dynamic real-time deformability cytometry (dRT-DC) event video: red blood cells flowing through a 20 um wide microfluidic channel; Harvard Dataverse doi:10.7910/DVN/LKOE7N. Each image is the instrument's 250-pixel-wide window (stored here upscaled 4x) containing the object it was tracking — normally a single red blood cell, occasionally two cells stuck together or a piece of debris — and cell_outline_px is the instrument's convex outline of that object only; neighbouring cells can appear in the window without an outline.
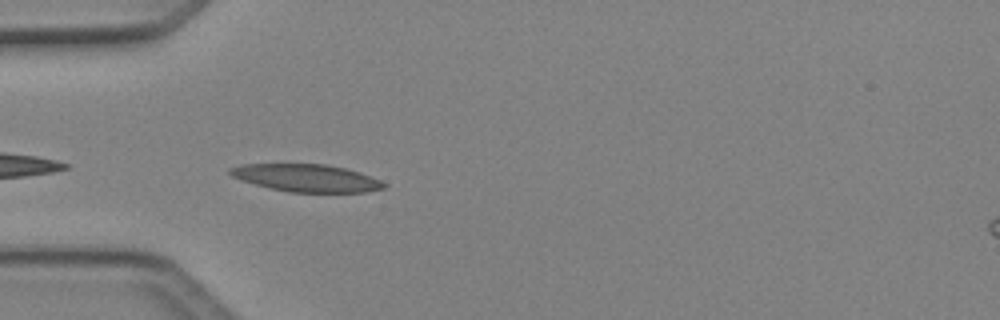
{"species": "Egyptian fruit bat (a non-hibernating species)", "species_latin": "Rousettus aegyptiacus", "temperature_condition": "cold", "stored_images_in_passage": 11, "camera_frame_rate_fps": 3000, "um_per_image_px": 0.085, "animal": {"sex": "female"}, "frame": {"image": 1, "passage_image": 2, "time_ms": 0.333, "image_size_px": [1000, 320], "cell_outline_px": [[388, 184], [384, 188], [364, 192], [288, 192], [240, 180], [232, 176], [228, 172], [228, 168], [240, 164], [328, 164], [360, 172], [380, 180]], "centroid_in_image_um": [26.04, 15.12], "position_along_channel_um": 59.0, "area_um2": 24.62}}
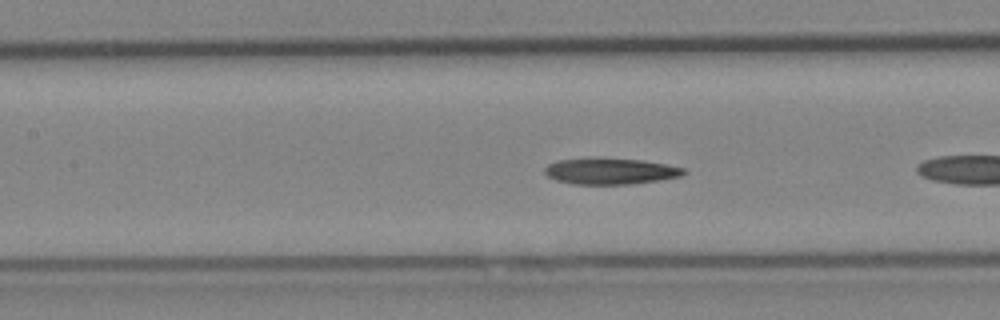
{"frame": {"image": 2, "passage_image": 7, "time_ms": 2.0, "image_size_px": [1000, 320], "cell_outline_px": [[688, 172], [680, 176], [660, 180], [632, 184], [572, 184], [556, 180], [548, 176], [544, 172], [544, 168], [548, 164], [556, 160], [644, 160], [684, 168]], "centroid_in_image_um": [51.91, 14.59], "position_along_channel_um": 155.5, "area_um2": 20.52}}
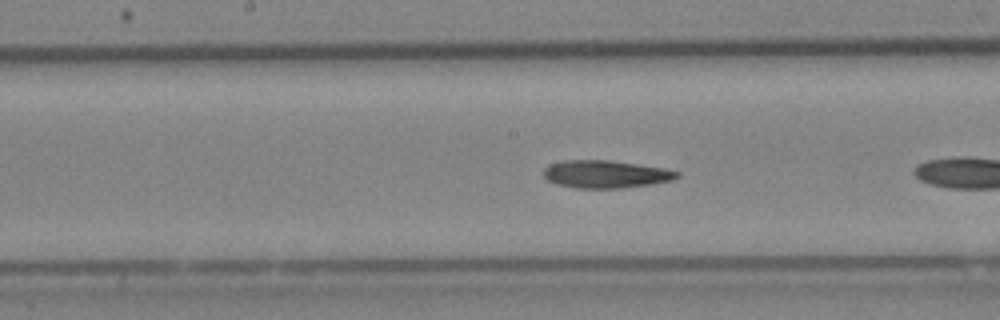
{"frame": {"image": 3, "passage_image": 10, "time_ms": 3.0, "image_size_px": [1000, 320], "cell_outline_px": [[680, 176], [672, 180], [652, 184], [620, 188], [576, 188], [556, 184], [548, 180], [544, 176], [544, 168], [548, 164], [564, 160], [608, 160], [664, 168], [680, 172]], "centroid_in_image_um": [51.47, 14.8], "position_along_channel_um": 196.7, "area_um2": 21.5}}